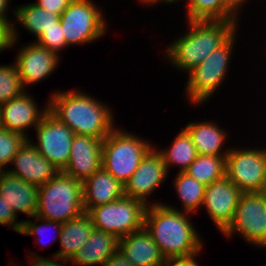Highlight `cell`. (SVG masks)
Listing matches in <instances>:
<instances>
[{
	"label": "cell",
	"mask_w": 266,
	"mask_h": 266,
	"mask_svg": "<svg viewBox=\"0 0 266 266\" xmlns=\"http://www.w3.org/2000/svg\"><path fill=\"white\" fill-rule=\"evenodd\" d=\"M83 208L89 212L106 203L124 196V185L108 173L103 167L95 171L83 182Z\"/></svg>",
	"instance_id": "cell-20"
},
{
	"label": "cell",
	"mask_w": 266,
	"mask_h": 266,
	"mask_svg": "<svg viewBox=\"0 0 266 266\" xmlns=\"http://www.w3.org/2000/svg\"><path fill=\"white\" fill-rule=\"evenodd\" d=\"M238 33L237 30L221 47L188 72L184 87L188 104L191 102L193 106L205 105L204 102L210 101V97L219 91L228 75Z\"/></svg>",
	"instance_id": "cell-5"
},
{
	"label": "cell",
	"mask_w": 266,
	"mask_h": 266,
	"mask_svg": "<svg viewBox=\"0 0 266 266\" xmlns=\"http://www.w3.org/2000/svg\"><path fill=\"white\" fill-rule=\"evenodd\" d=\"M31 218L36 220V221H34V220L30 219V218L24 220L23 224H22V229H21L20 234L26 235V236H28V235L36 236L34 241L35 242L37 241V242L35 244H39V245H41V247H43V245L46 246L47 243H50V240H52V239L48 240L47 242H44V241H42L41 236H44L43 234L46 233V230L53 229V230H55L54 233H56V235H57L56 237L59 240L60 233H61V228H62V223L57 222V221L46 220V219L40 218V217H38L36 215L31 217ZM40 221H41L42 224L39 223ZM54 238L51 241L52 243H53V241H56Z\"/></svg>",
	"instance_id": "cell-31"
},
{
	"label": "cell",
	"mask_w": 266,
	"mask_h": 266,
	"mask_svg": "<svg viewBox=\"0 0 266 266\" xmlns=\"http://www.w3.org/2000/svg\"><path fill=\"white\" fill-rule=\"evenodd\" d=\"M33 142L37 151L59 171H63L69 162L73 136L72 130L50 111L35 128ZM37 137V138H36Z\"/></svg>",
	"instance_id": "cell-11"
},
{
	"label": "cell",
	"mask_w": 266,
	"mask_h": 266,
	"mask_svg": "<svg viewBox=\"0 0 266 266\" xmlns=\"http://www.w3.org/2000/svg\"><path fill=\"white\" fill-rule=\"evenodd\" d=\"M139 1L141 4H144L145 6H148V7H152L153 5H158L159 3H168L169 4H174L176 2H178V0H137ZM180 1V0H179Z\"/></svg>",
	"instance_id": "cell-40"
},
{
	"label": "cell",
	"mask_w": 266,
	"mask_h": 266,
	"mask_svg": "<svg viewBox=\"0 0 266 266\" xmlns=\"http://www.w3.org/2000/svg\"><path fill=\"white\" fill-rule=\"evenodd\" d=\"M236 234H240L245 243L266 249V192L241 194L233 220L222 232L229 238Z\"/></svg>",
	"instance_id": "cell-9"
},
{
	"label": "cell",
	"mask_w": 266,
	"mask_h": 266,
	"mask_svg": "<svg viewBox=\"0 0 266 266\" xmlns=\"http://www.w3.org/2000/svg\"><path fill=\"white\" fill-rule=\"evenodd\" d=\"M25 91L15 62L0 65V105L20 96Z\"/></svg>",
	"instance_id": "cell-29"
},
{
	"label": "cell",
	"mask_w": 266,
	"mask_h": 266,
	"mask_svg": "<svg viewBox=\"0 0 266 266\" xmlns=\"http://www.w3.org/2000/svg\"><path fill=\"white\" fill-rule=\"evenodd\" d=\"M37 6L61 16L72 0H36Z\"/></svg>",
	"instance_id": "cell-36"
},
{
	"label": "cell",
	"mask_w": 266,
	"mask_h": 266,
	"mask_svg": "<svg viewBox=\"0 0 266 266\" xmlns=\"http://www.w3.org/2000/svg\"><path fill=\"white\" fill-rule=\"evenodd\" d=\"M15 57L14 62L25 90L54 74L62 60L61 56L38 45L34 40L20 46Z\"/></svg>",
	"instance_id": "cell-13"
},
{
	"label": "cell",
	"mask_w": 266,
	"mask_h": 266,
	"mask_svg": "<svg viewBox=\"0 0 266 266\" xmlns=\"http://www.w3.org/2000/svg\"><path fill=\"white\" fill-rule=\"evenodd\" d=\"M15 9L10 10L19 27L25 30L37 39L45 30L54 27L60 21V15L51 11H46L42 7L37 6L34 2L21 4Z\"/></svg>",
	"instance_id": "cell-24"
},
{
	"label": "cell",
	"mask_w": 266,
	"mask_h": 266,
	"mask_svg": "<svg viewBox=\"0 0 266 266\" xmlns=\"http://www.w3.org/2000/svg\"><path fill=\"white\" fill-rule=\"evenodd\" d=\"M15 264H16V265H15ZM14 265H15V266H22V265H20V263H19L18 265H17V263H14ZM23 266H24V265H23ZM28 266H29V265H28Z\"/></svg>",
	"instance_id": "cell-43"
},
{
	"label": "cell",
	"mask_w": 266,
	"mask_h": 266,
	"mask_svg": "<svg viewBox=\"0 0 266 266\" xmlns=\"http://www.w3.org/2000/svg\"><path fill=\"white\" fill-rule=\"evenodd\" d=\"M94 226L87 212L62 223L59 237L60 250L54 252L60 260L69 262L79 249L87 242Z\"/></svg>",
	"instance_id": "cell-23"
},
{
	"label": "cell",
	"mask_w": 266,
	"mask_h": 266,
	"mask_svg": "<svg viewBox=\"0 0 266 266\" xmlns=\"http://www.w3.org/2000/svg\"><path fill=\"white\" fill-rule=\"evenodd\" d=\"M153 146L149 139L115 127L103 141L102 167L125 185Z\"/></svg>",
	"instance_id": "cell-6"
},
{
	"label": "cell",
	"mask_w": 266,
	"mask_h": 266,
	"mask_svg": "<svg viewBox=\"0 0 266 266\" xmlns=\"http://www.w3.org/2000/svg\"><path fill=\"white\" fill-rule=\"evenodd\" d=\"M12 163L14 167L6 171L37 186L47 183L60 172L37 151L30 138L21 145Z\"/></svg>",
	"instance_id": "cell-16"
},
{
	"label": "cell",
	"mask_w": 266,
	"mask_h": 266,
	"mask_svg": "<svg viewBox=\"0 0 266 266\" xmlns=\"http://www.w3.org/2000/svg\"><path fill=\"white\" fill-rule=\"evenodd\" d=\"M33 98L25 91L20 96L0 105L2 127L29 139L27 129L31 127L35 129L49 111V99L46 101L47 104L40 109L39 104Z\"/></svg>",
	"instance_id": "cell-15"
},
{
	"label": "cell",
	"mask_w": 266,
	"mask_h": 266,
	"mask_svg": "<svg viewBox=\"0 0 266 266\" xmlns=\"http://www.w3.org/2000/svg\"><path fill=\"white\" fill-rule=\"evenodd\" d=\"M146 208L142 201L122 196L111 203L92 208L88 214L94 229L113 234L121 239L144 227Z\"/></svg>",
	"instance_id": "cell-8"
},
{
	"label": "cell",
	"mask_w": 266,
	"mask_h": 266,
	"mask_svg": "<svg viewBox=\"0 0 266 266\" xmlns=\"http://www.w3.org/2000/svg\"><path fill=\"white\" fill-rule=\"evenodd\" d=\"M225 175L242 192H266V148H230Z\"/></svg>",
	"instance_id": "cell-10"
},
{
	"label": "cell",
	"mask_w": 266,
	"mask_h": 266,
	"mask_svg": "<svg viewBox=\"0 0 266 266\" xmlns=\"http://www.w3.org/2000/svg\"><path fill=\"white\" fill-rule=\"evenodd\" d=\"M175 176L173 186L183 208L180 210L193 215L202 207L206 186L186 172H177Z\"/></svg>",
	"instance_id": "cell-26"
},
{
	"label": "cell",
	"mask_w": 266,
	"mask_h": 266,
	"mask_svg": "<svg viewBox=\"0 0 266 266\" xmlns=\"http://www.w3.org/2000/svg\"><path fill=\"white\" fill-rule=\"evenodd\" d=\"M182 1V0H181ZM186 20H239L224 0H185Z\"/></svg>",
	"instance_id": "cell-28"
},
{
	"label": "cell",
	"mask_w": 266,
	"mask_h": 266,
	"mask_svg": "<svg viewBox=\"0 0 266 266\" xmlns=\"http://www.w3.org/2000/svg\"><path fill=\"white\" fill-rule=\"evenodd\" d=\"M39 186L28 183L8 171L0 173V194L17 216L20 212L29 217L38 210Z\"/></svg>",
	"instance_id": "cell-18"
},
{
	"label": "cell",
	"mask_w": 266,
	"mask_h": 266,
	"mask_svg": "<svg viewBox=\"0 0 266 266\" xmlns=\"http://www.w3.org/2000/svg\"><path fill=\"white\" fill-rule=\"evenodd\" d=\"M31 253L28 255V257L31 258H27L28 259V265L29 266H66V264H68V262L60 260L56 255H53L50 258H45L44 256H40L32 251H30ZM62 262V263H61Z\"/></svg>",
	"instance_id": "cell-35"
},
{
	"label": "cell",
	"mask_w": 266,
	"mask_h": 266,
	"mask_svg": "<svg viewBox=\"0 0 266 266\" xmlns=\"http://www.w3.org/2000/svg\"><path fill=\"white\" fill-rule=\"evenodd\" d=\"M120 239L113 234L94 229L87 242L68 262L72 266H103L119 251Z\"/></svg>",
	"instance_id": "cell-22"
},
{
	"label": "cell",
	"mask_w": 266,
	"mask_h": 266,
	"mask_svg": "<svg viewBox=\"0 0 266 266\" xmlns=\"http://www.w3.org/2000/svg\"><path fill=\"white\" fill-rule=\"evenodd\" d=\"M189 30L165 48L174 69L188 73L221 47L239 28V20H187ZM238 25V26H237ZM237 27V28H236ZM176 67V68H175Z\"/></svg>",
	"instance_id": "cell-3"
},
{
	"label": "cell",
	"mask_w": 266,
	"mask_h": 266,
	"mask_svg": "<svg viewBox=\"0 0 266 266\" xmlns=\"http://www.w3.org/2000/svg\"><path fill=\"white\" fill-rule=\"evenodd\" d=\"M34 42L59 56L61 50L68 48L60 21L54 27L45 30Z\"/></svg>",
	"instance_id": "cell-32"
},
{
	"label": "cell",
	"mask_w": 266,
	"mask_h": 266,
	"mask_svg": "<svg viewBox=\"0 0 266 266\" xmlns=\"http://www.w3.org/2000/svg\"><path fill=\"white\" fill-rule=\"evenodd\" d=\"M18 216L15 215L12 207L2 198L0 194V225L7 227L11 226V230L20 234L23 221L17 220Z\"/></svg>",
	"instance_id": "cell-33"
},
{
	"label": "cell",
	"mask_w": 266,
	"mask_h": 266,
	"mask_svg": "<svg viewBox=\"0 0 266 266\" xmlns=\"http://www.w3.org/2000/svg\"><path fill=\"white\" fill-rule=\"evenodd\" d=\"M119 251L135 266H166L168 262L144 227L121 238Z\"/></svg>",
	"instance_id": "cell-19"
},
{
	"label": "cell",
	"mask_w": 266,
	"mask_h": 266,
	"mask_svg": "<svg viewBox=\"0 0 266 266\" xmlns=\"http://www.w3.org/2000/svg\"><path fill=\"white\" fill-rule=\"evenodd\" d=\"M242 193L226 175L206 186L202 208L220 233L232 222Z\"/></svg>",
	"instance_id": "cell-14"
},
{
	"label": "cell",
	"mask_w": 266,
	"mask_h": 266,
	"mask_svg": "<svg viewBox=\"0 0 266 266\" xmlns=\"http://www.w3.org/2000/svg\"><path fill=\"white\" fill-rule=\"evenodd\" d=\"M22 134L0 127V171H6L17 154L21 145L26 141Z\"/></svg>",
	"instance_id": "cell-30"
},
{
	"label": "cell",
	"mask_w": 266,
	"mask_h": 266,
	"mask_svg": "<svg viewBox=\"0 0 266 266\" xmlns=\"http://www.w3.org/2000/svg\"><path fill=\"white\" fill-rule=\"evenodd\" d=\"M49 98V111L65 123L75 135L104 140L115 128L111 107L78 89L55 90Z\"/></svg>",
	"instance_id": "cell-2"
},
{
	"label": "cell",
	"mask_w": 266,
	"mask_h": 266,
	"mask_svg": "<svg viewBox=\"0 0 266 266\" xmlns=\"http://www.w3.org/2000/svg\"><path fill=\"white\" fill-rule=\"evenodd\" d=\"M225 165L226 156L198 154L185 172L207 186L225 176Z\"/></svg>",
	"instance_id": "cell-27"
},
{
	"label": "cell",
	"mask_w": 266,
	"mask_h": 266,
	"mask_svg": "<svg viewBox=\"0 0 266 266\" xmlns=\"http://www.w3.org/2000/svg\"><path fill=\"white\" fill-rule=\"evenodd\" d=\"M103 266H135L129 262L120 251L113 254Z\"/></svg>",
	"instance_id": "cell-37"
},
{
	"label": "cell",
	"mask_w": 266,
	"mask_h": 266,
	"mask_svg": "<svg viewBox=\"0 0 266 266\" xmlns=\"http://www.w3.org/2000/svg\"><path fill=\"white\" fill-rule=\"evenodd\" d=\"M0 39H12L11 29L0 19Z\"/></svg>",
	"instance_id": "cell-41"
},
{
	"label": "cell",
	"mask_w": 266,
	"mask_h": 266,
	"mask_svg": "<svg viewBox=\"0 0 266 266\" xmlns=\"http://www.w3.org/2000/svg\"><path fill=\"white\" fill-rule=\"evenodd\" d=\"M197 258L187 259V260H176L168 261L166 266H200Z\"/></svg>",
	"instance_id": "cell-39"
},
{
	"label": "cell",
	"mask_w": 266,
	"mask_h": 266,
	"mask_svg": "<svg viewBox=\"0 0 266 266\" xmlns=\"http://www.w3.org/2000/svg\"><path fill=\"white\" fill-rule=\"evenodd\" d=\"M37 202L36 216L65 223L84 212L83 183L60 171L53 179L39 186Z\"/></svg>",
	"instance_id": "cell-4"
},
{
	"label": "cell",
	"mask_w": 266,
	"mask_h": 266,
	"mask_svg": "<svg viewBox=\"0 0 266 266\" xmlns=\"http://www.w3.org/2000/svg\"><path fill=\"white\" fill-rule=\"evenodd\" d=\"M168 175L163 158L157 151V146L154 145L141 159L138 168L124 185V196L140 200L146 206L161 204L163 202L159 200L157 202L154 199L148 201V198L157 188L161 187Z\"/></svg>",
	"instance_id": "cell-12"
},
{
	"label": "cell",
	"mask_w": 266,
	"mask_h": 266,
	"mask_svg": "<svg viewBox=\"0 0 266 266\" xmlns=\"http://www.w3.org/2000/svg\"><path fill=\"white\" fill-rule=\"evenodd\" d=\"M157 151L161 154L168 173L173 165L179 168L178 172H185L198 155L190 135L184 128L177 133L169 147Z\"/></svg>",
	"instance_id": "cell-25"
},
{
	"label": "cell",
	"mask_w": 266,
	"mask_h": 266,
	"mask_svg": "<svg viewBox=\"0 0 266 266\" xmlns=\"http://www.w3.org/2000/svg\"><path fill=\"white\" fill-rule=\"evenodd\" d=\"M190 215L166 203L147 206L144 228L167 261L197 258L203 251V240Z\"/></svg>",
	"instance_id": "cell-1"
},
{
	"label": "cell",
	"mask_w": 266,
	"mask_h": 266,
	"mask_svg": "<svg viewBox=\"0 0 266 266\" xmlns=\"http://www.w3.org/2000/svg\"><path fill=\"white\" fill-rule=\"evenodd\" d=\"M225 6L237 17L241 13V8H244V4L249 0H224Z\"/></svg>",
	"instance_id": "cell-38"
},
{
	"label": "cell",
	"mask_w": 266,
	"mask_h": 266,
	"mask_svg": "<svg viewBox=\"0 0 266 266\" xmlns=\"http://www.w3.org/2000/svg\"><path fill=\"white\" fill-rule=\"evenodd\" d=\"M103 12L92 0H72L60 16L67 46L88 45L103 38L109 30Z\"/></svg>",
	"instance_id": "cell-7"
},
{
	"label": "cell",
	"mask_w": 266,
	"mask_h": 266,
	"mask_svg": "<svg viewBox=\"0 0 266 266\" xmlns=\"http://www.w3.org/2000/svg\"><path fill=\"white\" fill-rule=\"evenodd\" d=\"M102 139L74 135L69 162L62 171L66 175L84 181L102 167Z\"/></svg>",
	"instance_id": "cell-17"
},
{
	"label": "cell",
	"mask_w": 266,
	"mask_h": 266,
	"mask_svg": "<svg viewBox=\"0 0 266 266\" xmlns=\"http://www.w3.org/2000/svg\"><path fill=\"white\" fill-rule=\"evenodd\" d=\"M217 123V124H216ZM184 129L190 135L196 148L197 154L210 156H226L230 147L223 151L228 131L223 129L218 122L212 121H191Z\"/></svg>",
	"instance_id": "cell-21"
},
{
	"label": "cell",
	"mask_w": 266,
	"mask_h": 266,
	"mask_svg": "<svg viewBox=\"0 0 266 266\" xmlns=\"http://www.w3.org/2000/svg\"><path fill=\"white\" fill-rule=\"evenodd\" d=\"M11 0H0V19L11 29V36H12V42L11 46L14 47L18 43L19 39V32L16 28L17 26L15 23L13 24V20L9 17V14H7L9 11ZM9 6V7H8ZM16 42V43H15Z\"/></svg>",
	"instance_id": "cell-34"
},
{
	"label": "cell",
	"mask_w": 266,
	"mask_h": 266,
	"mask_svg": "<svg viewBox=\"0 0 266 266\" xmlns=\"http://www.w3.org/2000/svg\"><path fill=\"white\" fill-rule=\"evenodd\" d=\"M11 42L12 39H0V54L9 48H12Z\"/></svg>",
	"instance_id": "cell-42"
}]
</instances>
